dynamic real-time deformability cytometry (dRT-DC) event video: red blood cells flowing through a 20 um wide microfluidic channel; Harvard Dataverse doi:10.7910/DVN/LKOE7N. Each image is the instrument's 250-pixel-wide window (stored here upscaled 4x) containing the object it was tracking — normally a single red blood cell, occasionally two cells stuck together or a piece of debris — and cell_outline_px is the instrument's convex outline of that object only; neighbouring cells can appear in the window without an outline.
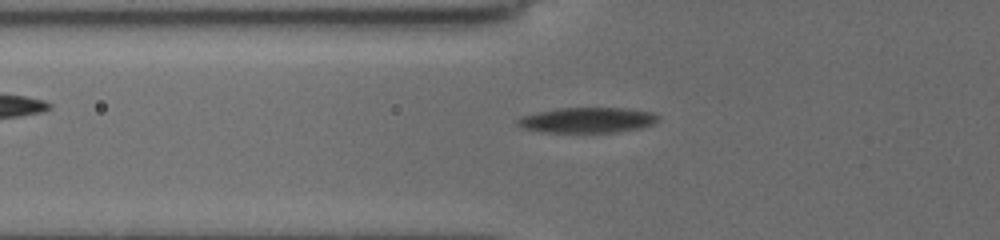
{"species": "common noctule bat (a hibernating species)", "species_latin": "Nyctalus noctula", "temperature_condition": "cold", "stored_images_in_passage": 17, "camera_frame_rate_fps": 3000, "um_per_image_px": 0.085, "animal": {"sex": "female", "body_mass_g": 19.5, "forearm_length_mm": 54.1}, "frame": {"image": 1, "passage_image": 3, "time_ms": 1.0, "image_size_px": [1000, 240], "cell_outline_px": [[660, 120], [652, 124], [640, 128], [616, 132], [548, 132], [524, 128], [516, 124], [516, 120], [520, 116], [556, 108], [628, 108], [652, 112], [660, 116]], "centroid_in_image_um": [49.95, 10.2], "position_along_channel_um": 75.8, "area_um2": 20.81}}
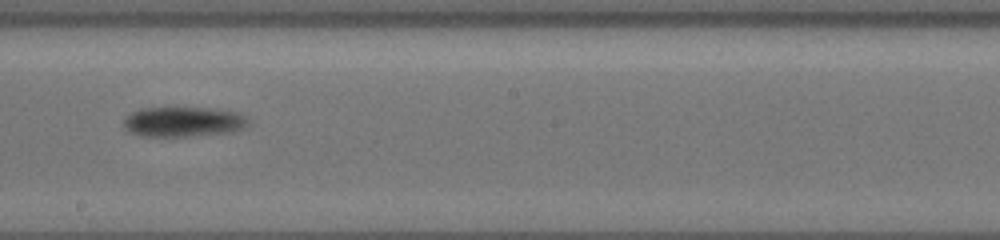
{"frame": {"image": 2, "passage_image": 11, "time_ms": 5.333, "image_size_px": [1000, 240], "cell_outline_px": [[248, 120], [244, 124], [236, 128], [216, 132], [180, 136], [152, 136], [136, 132], [128, 128], [124, 124], [124, 116], [140, 108], [216, 108], [240, 112]], "centroid_in_image_um": [15.52, 10.29], "position_along_channel_um": 232.7, "area_um2": 20.58}}
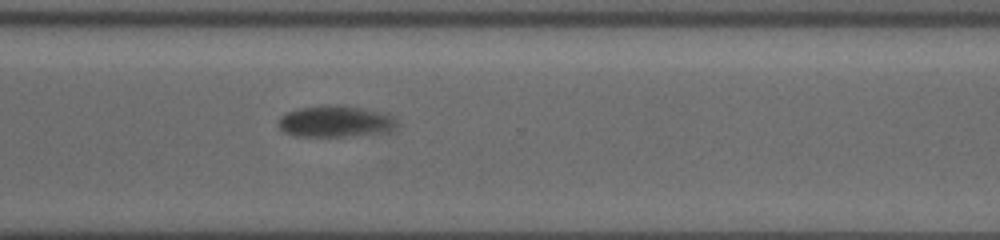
{"frame": {"image": 3, "passage_image": 17, "time_ms": 8.333, "image_size_px": [1000, 240], "cell_outline_px": [[396, 124], [392, 128], [348, 136], [296, 136], [284, 132], [280, 128], [280, 116], [288, 112], [300, 108], [320, 104], [336, 104], [368, 108], [388, 112], [396, 120]], "centroid_in_image_um": [28.47, 10.27], "position_along_channel_um": 342.1, "area_um2": 21.5}}